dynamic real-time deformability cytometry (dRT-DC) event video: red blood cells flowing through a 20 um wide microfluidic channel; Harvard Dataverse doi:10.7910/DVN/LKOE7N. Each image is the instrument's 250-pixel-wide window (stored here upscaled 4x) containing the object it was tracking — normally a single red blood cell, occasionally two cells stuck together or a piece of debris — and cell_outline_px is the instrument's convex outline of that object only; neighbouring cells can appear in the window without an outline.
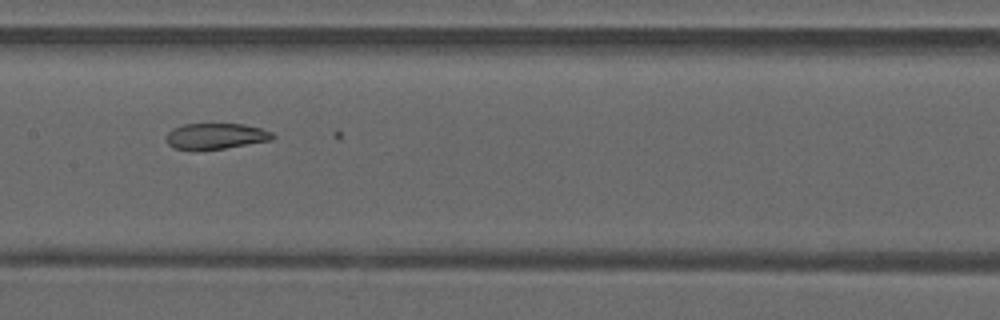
{"species": "common noctule bat (a hibernating species)", "species_latin": "Nyctalus noctula", "temperature_condition": "warm", "stored_images_in_passage": 28, "camera_frame_rate_fps": 3000, "um_per_image_px": 0.085, "animal": {"sex": "male", "forearm_length_mm": 52.5}, "frame": {"image": 1, "passage_image": 25, "time_ms": 8.0, "image_size_px": [1000, 320], "cell_outline_px": [[276, 136], [272, 140], [224, 148], [172, 148], [164, 140], [164, 136], [172, 128], [184, 124], [244, 124], [260, 128], [272, 132]], "centroid_in_image_um": [18.33, 11.55], "position_along_channel_um": 189.1, "area_um2": 15.84}}